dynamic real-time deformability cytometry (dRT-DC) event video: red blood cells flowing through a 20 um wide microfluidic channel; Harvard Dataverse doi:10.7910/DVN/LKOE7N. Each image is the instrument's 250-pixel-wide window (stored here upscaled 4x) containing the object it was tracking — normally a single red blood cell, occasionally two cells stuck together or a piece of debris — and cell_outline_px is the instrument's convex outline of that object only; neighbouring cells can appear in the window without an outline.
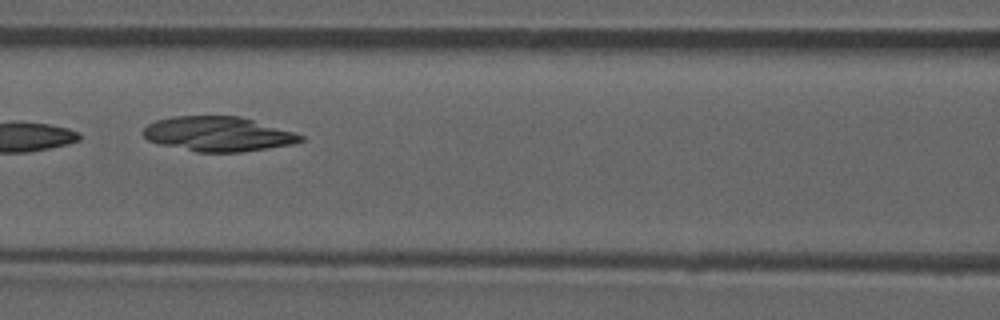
{"species": "common noctule bat (a hibernating species)", "species_latin": "Nyctalus noctula", "temperature_condition": "room temperature", "stored_images_in_passage": 7, "camera_frame_rate_fps": 3000, "um_per_image_px": 0.085, "animal": {"sex": "male", "forearm_length_mm": 52.5}, "frame": {"image": 1, "passage_image": 4, "time_ms": 3.667, "image_size_px": [1000, 320], "cell_outline_px": [[304, 140], [292, 144], [240, 152], [196, 152], [160, 144], [148, 140], [140, 132], [148, 124], [156, 120], [172, 116], [240, 116], [292, 132], [304, 136]], "centroid_in_image_um": [18.48, 11.39], "position_along_channel_um": 148.1, "area_um2": 31.62}}